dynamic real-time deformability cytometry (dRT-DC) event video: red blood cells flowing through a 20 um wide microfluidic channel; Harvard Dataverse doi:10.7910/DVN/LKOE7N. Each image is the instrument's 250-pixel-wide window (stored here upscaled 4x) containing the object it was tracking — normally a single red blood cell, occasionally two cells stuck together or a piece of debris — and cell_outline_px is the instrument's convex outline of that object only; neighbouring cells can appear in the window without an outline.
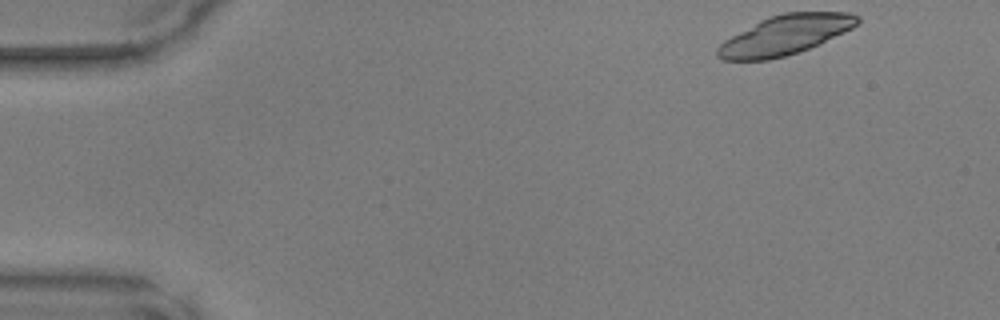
{"species": "common noctule bat (a hibernating species)", "species_latin": "Nyctalus noctula", "temperature_condition": "warm", "stored_images_in_passage": 44, "camera_frame_rate_fps": 3000, "um_per_image_px": 0.085, "animal": {"sex": "male", "body_mass_g": 17.9, "forearm_length_mm": 54.2}, "frame": {"image": 1, "passage_image": 1, "time_ms": 0.0, "image_size_px": [1000, 320], "cell_outline_px": [[860, 24], [820, 44], [784, 56], [768, 60], [720, 60], [716, 56], [716, 48], [724, 40], [760, 20], [784, 12], [848, 12], [860, 16]], "centroid_in_image_um": [66.74, 2.97], "position_along_channel_um": 18.3, "area_um2": 32.14}}